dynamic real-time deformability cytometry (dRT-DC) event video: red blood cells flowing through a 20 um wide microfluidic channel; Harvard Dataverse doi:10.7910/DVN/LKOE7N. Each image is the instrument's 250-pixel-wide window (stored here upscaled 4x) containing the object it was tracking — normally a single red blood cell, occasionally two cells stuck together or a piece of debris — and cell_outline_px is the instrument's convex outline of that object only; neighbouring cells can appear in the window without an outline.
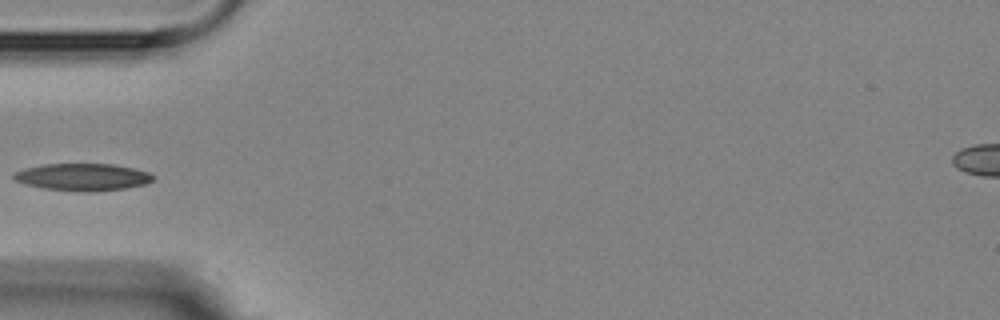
{"species": "Egyptian fruit bat (a non-hibernating species)", "species_latin": "Rousettus aegyptiacus", "temperature_condition": "room temperature", "stored_images_in_passage": 5, "camera_frame_rate_fps": 3000, "um_per_image_px": 0.085, "animal": {"sex": "female"}, "frame": {"image": 1, "passage_image": 4, "time_ms": 4.667, "image_size_px": [1000, 320], "cell_outline_px": [[156, 176], [152, 180], [144, 184], [124, 188], [92, 192], [76, 192], [44, 188], [24, 184], [16, 180], [12, 176], [16, 172], [24, 168], [44, 164], [112, 164], [132, 168], [148, 172]], "centroid_in_image_um": [7.01, 15.05], "position_along_channel_um": 78.0, "area_um2": 22.02}}
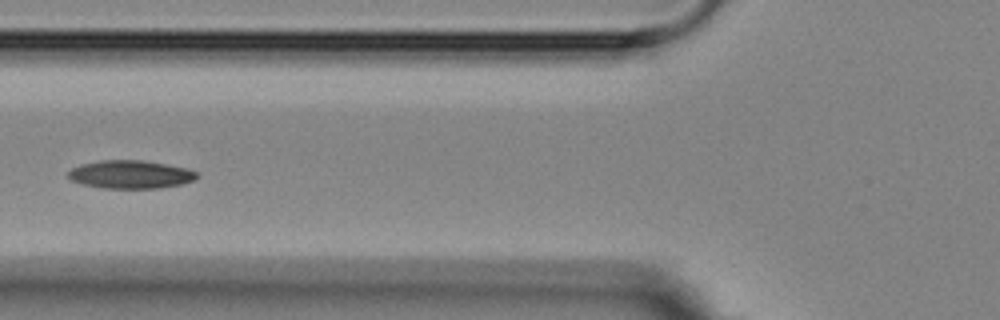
{"frame": {"image": 2, "passage_image": 5, "time_ms": 5.667, "image_size_px": [1000, 320], "cell_outline_px": [[200, 176], [196, 180], [184, 184], [160, 188], [104, 188], [84, 184], [72, 180], [68, 176], [68, 172], [72, 168], [80, 164], [100, 160], [140, 160], [188, 168], [196, 172]], "centroid_in_image_um": [11.14, 14.83], "position_along_channel_um": 114.7, "area_um2": 21.15}}